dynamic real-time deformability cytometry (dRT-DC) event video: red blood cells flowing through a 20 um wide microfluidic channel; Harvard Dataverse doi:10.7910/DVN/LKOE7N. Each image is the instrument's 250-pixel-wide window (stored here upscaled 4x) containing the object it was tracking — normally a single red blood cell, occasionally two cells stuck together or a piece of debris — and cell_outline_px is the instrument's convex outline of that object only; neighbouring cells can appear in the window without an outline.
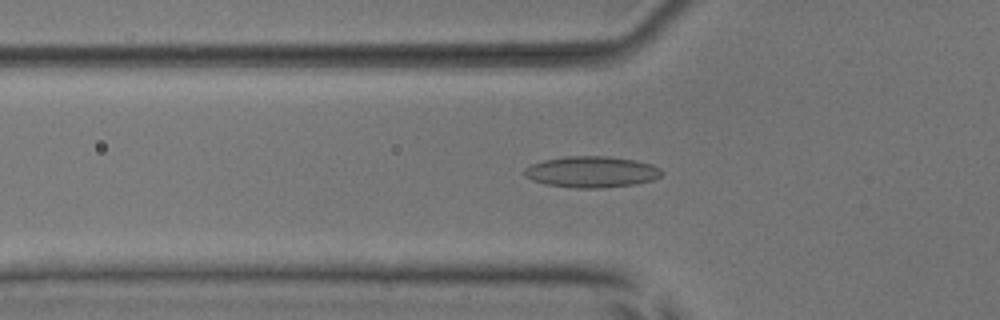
{"species": "common noctule bat (a hibernating species)", "species_latin": "Nyctalus noctula", "temperature_condition": "room temperature", "stored_images_in_passage": 52, "camera_frame_rate_fps": 3000, "um_per_image_px": 0.085, "animal": {"sex": "male", "body_mass_g": 17.9, "forearm_length_mm": 54.2}, "frame": {"image": 1, "passage_image": 18, "time_ms": 5.667, "image_size_px": [1000, 320], "cell_outline_px": [[664, 172], [660, 176], [652, 180], [636, 184], [604, 188], [576, 188], [544, 184], [532, 180], [524, 176], [524, 168], [532, 164], [544, 160], [568, 156], [608, 156], [636, 160], [652, 164], [660, 168]], "centroid_in_image_um": [50.3, 14.61], "position_along_channel_um": 75.5, "area_um2": 25.14}}
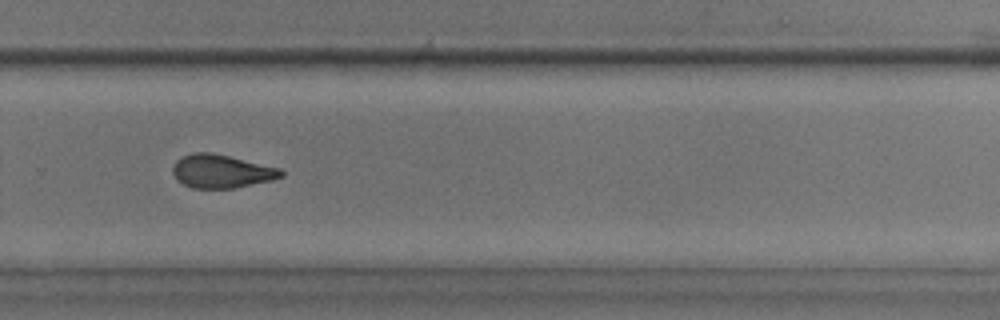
{"frame": {"image": 2, "passage_image": 36, "time_ms": 11.667, "image_size_px": [1000, 320], "cell_outline_px": [[284, 176], [272, 180], [232, 188], [192, 188], [176, 180], [172, 172], [172, 168], [176, 160], [192, 152], [212, 152], [280, 168], [284, 172]], "centroid_in_image_um": [18.81, 14.55], "position_along_channel_um": 311.0, "area_um2": 21.04}}
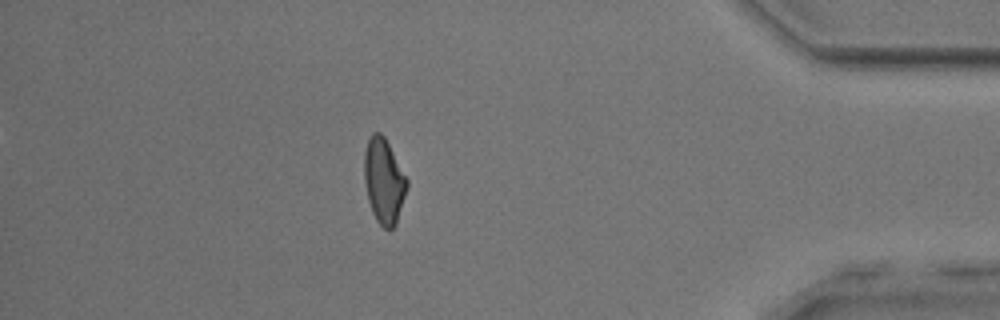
{"frame": {"image": 3, "passage_image": 46, "time_ms": 15.0, "image_size_px": [1000, 320], "cell_outline_px": [[408, 184], [396, 224], [388, 232], [376, 220], [372, 212], [368, 200], [364, 180], [364, 152], [368, 140], [372, 132], [380, 132], [384, 136], [408, 180]], "centroid_in_image_um": [32.61, 15.39], "position_along_channel_um": 402.6, "area_um2": 21.1}, "authors_computed_cell_mechanics": {"area_um2": 21.8195, "velocity_mm_per_s": 3.9327, "shape_relaxation_time_tau1_ms": null, "shape_relaxation_time_tau2_ms": 2.7696, "deformation_change_tau1": null, "deformation_change_tau2": 0.1101}}